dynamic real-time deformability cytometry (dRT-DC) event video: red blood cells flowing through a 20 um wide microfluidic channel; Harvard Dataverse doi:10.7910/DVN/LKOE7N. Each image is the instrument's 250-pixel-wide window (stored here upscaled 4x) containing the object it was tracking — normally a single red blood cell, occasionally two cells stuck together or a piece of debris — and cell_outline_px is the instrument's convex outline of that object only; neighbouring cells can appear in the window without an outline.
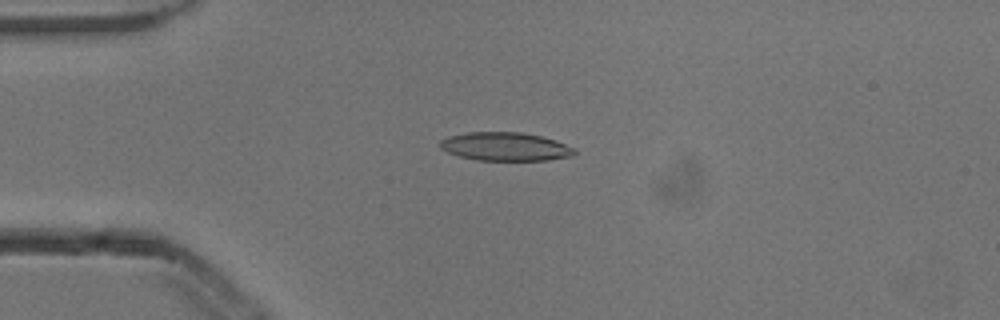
{"species": "common noctule bat (a hibernating species)", "species_latin": "Nyctalus noctula", "temperature_condition": "cold", "stored_images_in_passage": 5, "camera_frame_rate_fps": 3000, "um_per_image_px": 0.085, "animal": {"sex": "male", "body_mass_g": 13.3}, "frame": {"image": 1, "passage_image": 4, "time_ms": 1.0, "image_size_px": [1000, 320], "cell_outline_px": [[576, 152], [572, 156], [548, 160], [476, 160], [460, 156], [448, 152], [440, 148], [440, 140], [448, 136], [468, 132], [520, 132], [540, 136], [556, 140], [576, 148]], "centroid_in_image_um": [42.97, 12.46], "position_along_channel_um": 42.0, "area_um2": 22.31}}